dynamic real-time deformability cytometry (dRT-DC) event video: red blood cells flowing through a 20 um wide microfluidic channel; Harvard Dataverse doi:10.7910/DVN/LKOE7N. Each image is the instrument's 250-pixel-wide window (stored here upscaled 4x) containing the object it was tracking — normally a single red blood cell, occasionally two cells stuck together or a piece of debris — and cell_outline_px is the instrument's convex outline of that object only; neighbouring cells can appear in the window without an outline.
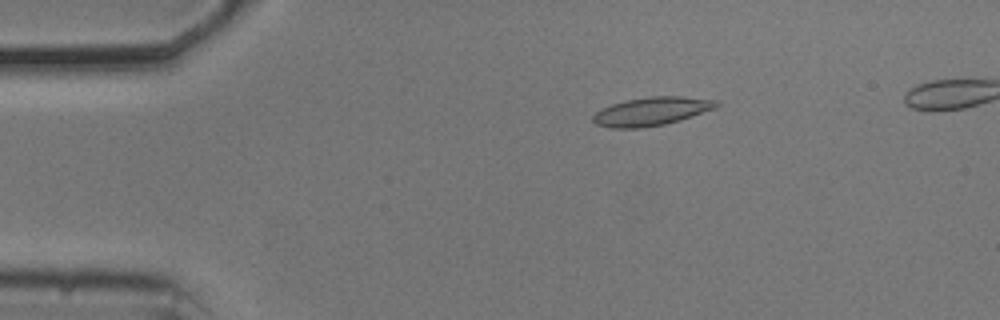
{"species": "common noctule bat (a hibernating species)", "species_latin": "Nyctalus noctula", "temperature_condition": "cold", "stored_images_in_passage": 35, "camera_frame_rate_fps": 3000, "um_per_image_px": 0.085, "animal": {"sex": "male", "body_mass_g": 20.5, "forearm_length_mm": 52.5}, "frame": {"image": 1, "passage_image": 1, "time_ms": 0.0, "image_size_px": [1000, 320], "cell_outline_px": [[720, 104], [716, 108], [680, 120], [664, 124], [640, 128], [608, 128], [596, 124], [592, 120], [592, 116], [600, 108], [624, 100], [648, 96], [684, 96], [720, 100]], "centroid_in_image_um": [55.38, 9.45], "position_along_channel_um": 29.6, "area_um2": 20.75}}
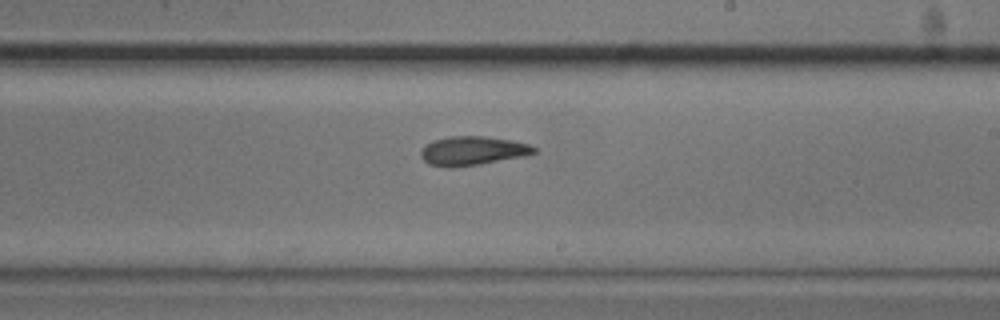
{"frame": {"image": 2, "passage_image": 23, "time_ms": 7.333, "image_size_px": [1000, 320], "cell_outline_px": [[536, 152], [524, 156], [480, 164], [452, 168], [448, 168], [428, 164], [420, 156], [420, 152], [432, 140], [448, 136], [484, 136], [512, 140], [528, 144], [536, 148]], "centroid_in_image_um": [40.15, 12.82], "position_along_channel_um": 248.9, "area_um2": 19.13}}
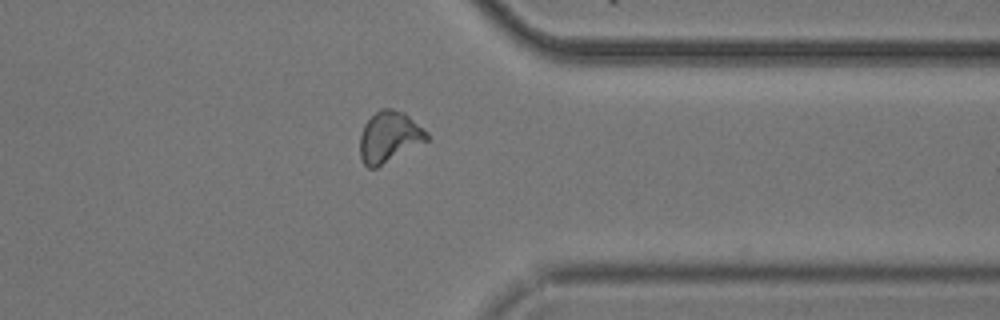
{"frame": {"image": 3, "passage_image": 34, "time_ms": 11.0, "image_size_px": [1000, 320], "cell_outline_px": [[428, 140], [376, 168], [368, 168], [360, 160], [360, 136], [364, 124], [380, 108], [392, 108], [404, 112], [428, 132]], "centroid_in_image_um": [33.07, 11.63], "position_along_channel_um": 378.3, "area_um2": 19.83}}